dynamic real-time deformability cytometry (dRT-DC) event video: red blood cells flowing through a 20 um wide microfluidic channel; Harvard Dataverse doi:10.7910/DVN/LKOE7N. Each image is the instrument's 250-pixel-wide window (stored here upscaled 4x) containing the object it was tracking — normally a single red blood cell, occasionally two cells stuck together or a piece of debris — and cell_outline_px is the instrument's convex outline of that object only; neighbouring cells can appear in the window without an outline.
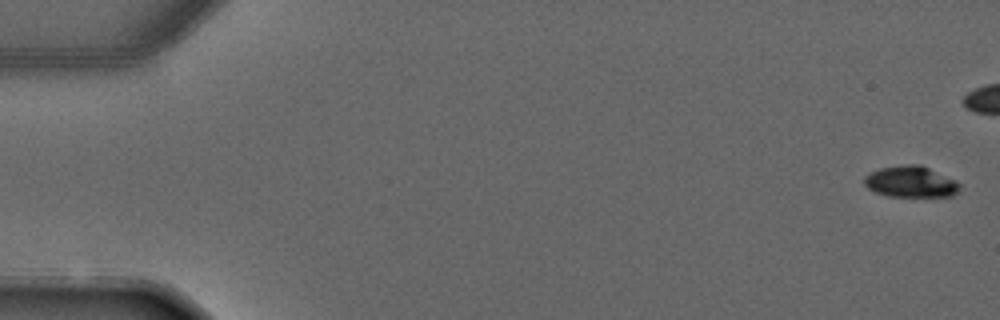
{"species": "common noctule bat (a hibernating species)", "species_latin": "Nyctalus noctula", "temperature_condition": "warm", "stored_images_in_passage": 4, "camera_frame_rate_fps": 3000, "um_per_image_px": 0.085, "animal": {"sex": "male", "forearm_length_mm": 52.5}, "frame": {"image": 1, "passage_image": 1, "time_ms": 0.0, "image_size_px": [1000, 320], "cell_outline_px": [[960, 188], [952, 196], [888, 196], [876, 192], [868, 188], [864, 184], [864, 176], [880, 168], [904, 164], [920, 164], [956, 180], [960, 184]], "centroid_in_image_um": [77.41, 15.44], "position_along_channel_um": 7.6, "area_um2": 17.28}}